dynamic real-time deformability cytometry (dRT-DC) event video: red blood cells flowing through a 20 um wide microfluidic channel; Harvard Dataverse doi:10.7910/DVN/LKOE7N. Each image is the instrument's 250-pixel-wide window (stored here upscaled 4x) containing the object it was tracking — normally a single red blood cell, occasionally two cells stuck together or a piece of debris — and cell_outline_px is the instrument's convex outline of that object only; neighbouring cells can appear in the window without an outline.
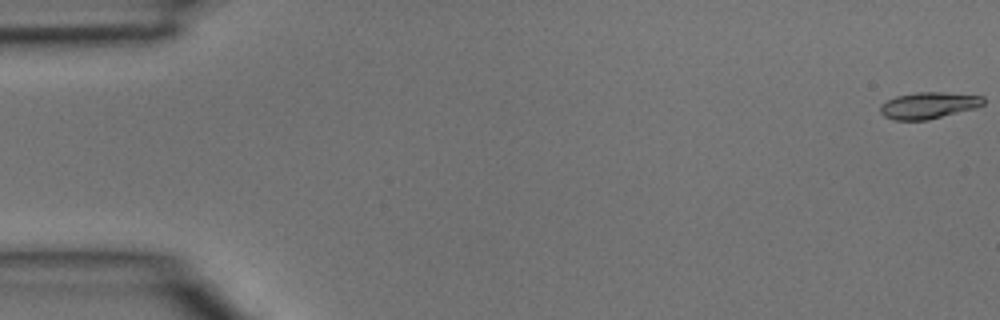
{"species": "common noctule bat (a hibernating species)", "species_latin": "Nyctalus noctula", "temperature_condition": "room temperature", "stored_images_in_passage": 4, "camera_frame_rate_fps": 3000, "um_per_image_px": 0.085, "animal": {"sex": "male", "body_mass_g": 15.6}, "frame": {"image": 1, "passage_image": 1, "time_ms": 0.0, "image_size_px": [1000, 320], "cell_outline_px": [[984, 104], [976, 108], [928, 120], [896, 120], [884, 116], [880, 112], [880, 104], [896, 96], [916, 92], [944, 92], [984, 96]], "centroid_in_image_um": [78.94, 8.95], "position_along_channel_um": 6.1, "area_um2": 16.01}}
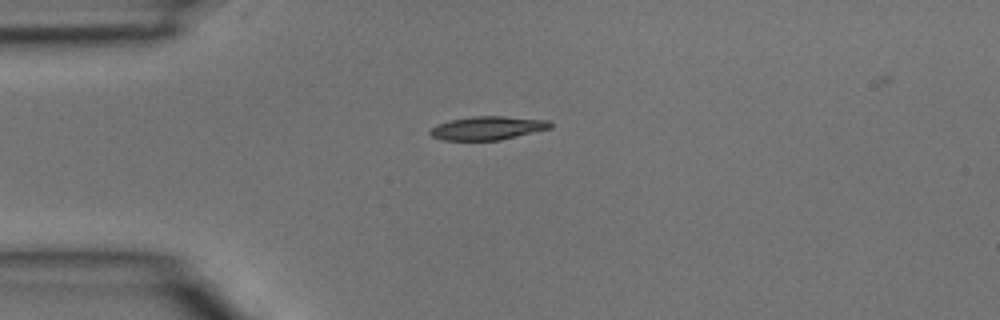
{"frame": {"image": 2, "passage_image": 4, "time_ms": 1.0, "image_size_px": [1000, 320], "cell_outline_px": [[552, 128], [500, 140], [444, 140], [432, 136], [428, 132], [432, 128], [440, 124], [452, 120], [472, 116], [504, 116], [548, 120], [552, 124]], "centroid_in_image_um": [41.49, 10.88], "position_along_channel_um": 43.5, "area_um2": 16.3}}